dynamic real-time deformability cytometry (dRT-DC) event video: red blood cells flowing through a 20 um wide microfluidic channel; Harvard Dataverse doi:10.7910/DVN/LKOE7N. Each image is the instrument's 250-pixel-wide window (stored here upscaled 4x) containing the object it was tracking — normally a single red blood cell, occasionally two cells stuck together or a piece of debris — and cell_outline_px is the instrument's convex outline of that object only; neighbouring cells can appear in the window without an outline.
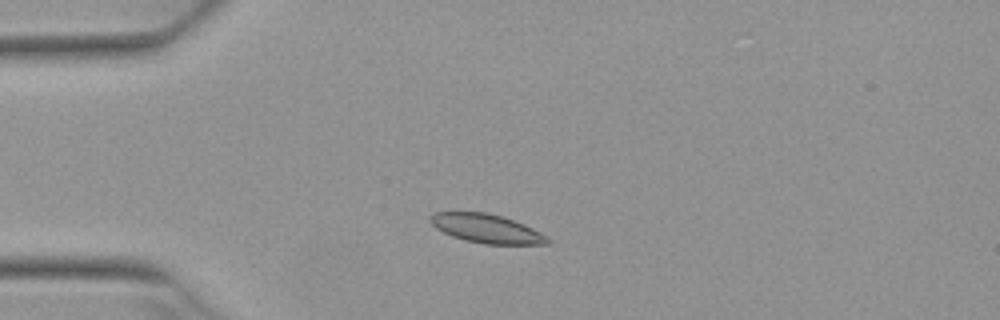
{"species": "Egyptian fruit bat (a non-hibernating species)", "species_latin": "Rousettus aegyptiacus", "temperature_condition": "warm", "stored_images_in_passage": 3, "camera_frame_rate_fps": 3000, "um_per_image_px": 0.085, "animal": {"sex": "female"}, "frame": {"image": 1, "passage_image": 3, "time_ms": 0.667, "image_size_px": [1000, 320], "cell_outline_px": [[552, 240], [548, 244], [484, 244], [464, 240], [452, 236], [436, 228], [428, 220], [428, 216], [432, 212], [484, 212], [500, 216], [524, 224], [548, 236]], "centroid_in_image_um": [41.34, 19.43], "position_along_channel_um": 43.7, "area_um2": 19.71}}